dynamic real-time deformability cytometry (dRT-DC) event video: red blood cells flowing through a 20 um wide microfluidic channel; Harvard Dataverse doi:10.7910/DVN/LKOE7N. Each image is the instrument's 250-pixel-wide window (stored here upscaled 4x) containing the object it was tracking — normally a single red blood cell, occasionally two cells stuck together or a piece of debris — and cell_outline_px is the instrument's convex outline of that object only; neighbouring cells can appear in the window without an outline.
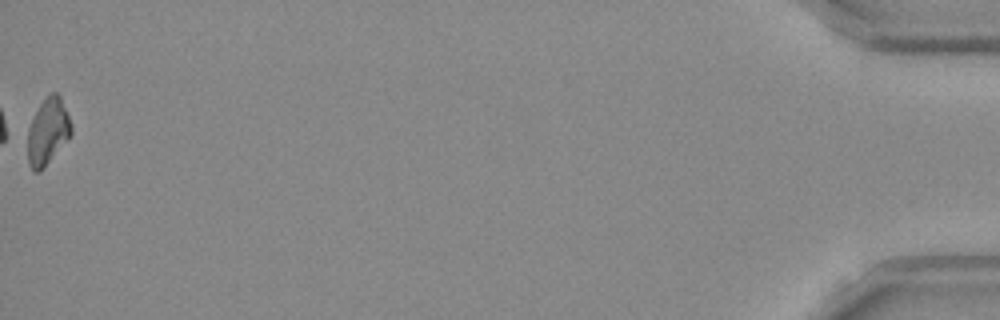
{"species": "Egyptian fruit bat (a non-hibernating species)", "species_latin": "Rousettus aegyptiacus", "temperature_condition": "room temperature", "stored_images_in_passage": 40, "camera_frame_rate_fps": 3000, "um_per_image_px": 0.085, "frame": {"image": 1, "passage_image": 40, "time_ms": 13.0, "image_size_px": [1000, 320], "cell_outline_px": [[72, 132], [44, 168], [40, 172], [36, 172], [32, 168], [28, 160], [28, 128], [40, 104], [48, 92], [56, 92], [60, 96], [72, 124]], "centroid_in_image_um": [4.06, 11.15], "position_along_channel_um": 431.1, "area_um2": 16.59}}